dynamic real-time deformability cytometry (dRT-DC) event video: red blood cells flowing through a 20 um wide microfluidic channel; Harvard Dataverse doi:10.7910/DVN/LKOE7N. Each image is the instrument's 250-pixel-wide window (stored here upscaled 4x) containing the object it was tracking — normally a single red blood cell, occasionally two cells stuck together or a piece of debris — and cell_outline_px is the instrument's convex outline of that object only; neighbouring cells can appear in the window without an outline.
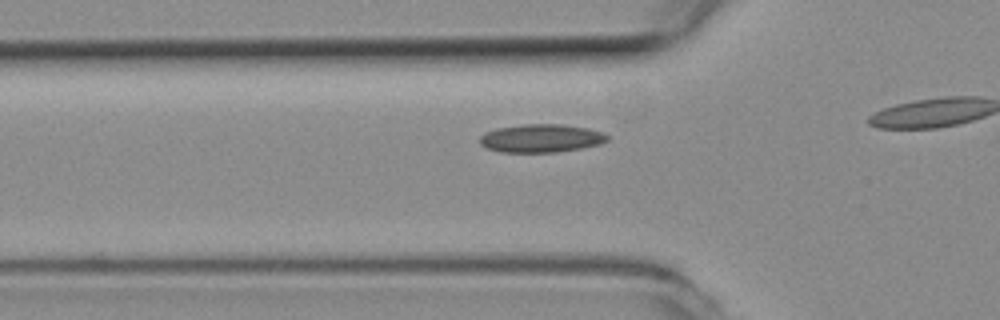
{"species": "common noctule bat (a hibernating species)", "species_latin": "Nyctalus noctula", "temperature_condition": "room temperature", "stored_images_in_passage": 7, "camera_frame_rate_fps": 3000, "um_per_image_px": 0.085, "animal": {"sex": "female", "body_mass_g": 19.3, "forearm_length_mm": 54.1}, "frame": {"image": 1, "passage_image": 2, "time_ms": 0.333, "image_size_px": [1000, 320], "cell_outline_px": [[608, 140], [600, 144], [580, 148], [556, 152], [500, 152], [488, 148], [480, 144], [480, 136], [484, 132], [496, 128], [524, 124], [560, 124], [588, 128], [600, 132], [608, 136]], "centroid_in_image_um": [45.96, 11.75], "position_along_channel_um": 79.8, "area_um2": 20.87}}
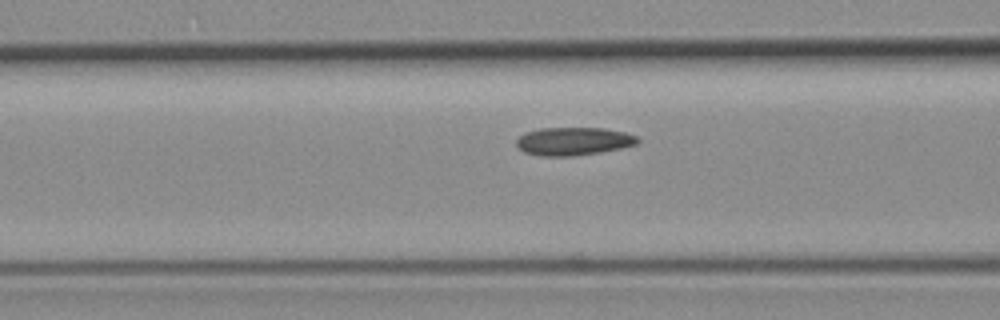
{"frame": {"image": 2, "passage_image": 5, "time_ms": 1.333, "image_size_px": [1000, 320], "cell_outline_px": [[640, 140], [636, 144], [620, 148], [600, 152], [572, 156], [540, 156], [524, 152], [516, 144], [516, 140], [520, 136], [528, 132], [540, 128], [604, 128], [624, 132], [636, 136]], "centroid_in_image_um": [48.74, 12.01], "position_along_channel_um": 117.9, "area_um2": 19.65}}